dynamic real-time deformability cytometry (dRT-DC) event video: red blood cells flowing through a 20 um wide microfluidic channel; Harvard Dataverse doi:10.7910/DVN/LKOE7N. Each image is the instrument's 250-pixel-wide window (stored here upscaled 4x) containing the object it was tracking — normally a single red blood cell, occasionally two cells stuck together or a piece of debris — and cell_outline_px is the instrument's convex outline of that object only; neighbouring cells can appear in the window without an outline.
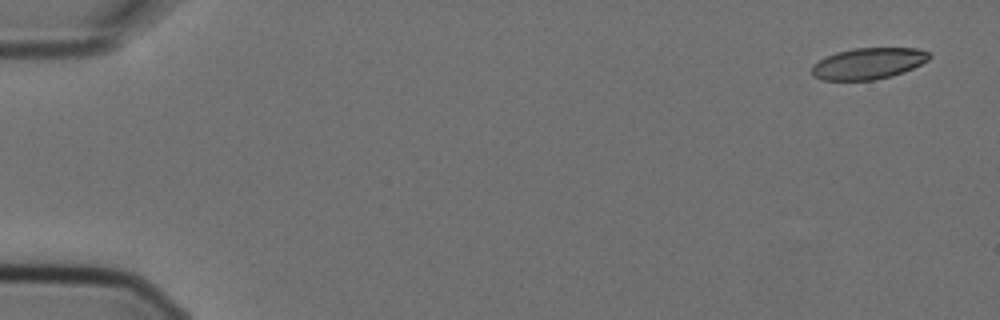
{"species": "Egyptian fruit bat (a non-hibernating species)", "species_latin": "Rousettus aegyptiacus", "temperature_condition": "cold", "stored_images_in_passage": 6, "camera_frame_rate_fps": 3000, "um_per_image_px": 0.085, "animal": {"sex": "female"}, "frame": {"image": 1, "passage_image": 1, "time_ms": 0.0, "image_size_px": [1000, 320], "cell_outline_px": [[932, 56], [928, 60], [904, 72], [872, 80], [824, 80], [812, 76], [812, 64], [824, 56], [836, 52], [852, 48], [916, 48], [928, 52]], "centroid_in_image_um": [73.76, 5.39], "position_along_channel_um": 11.2, "area_um2": 21.44}}
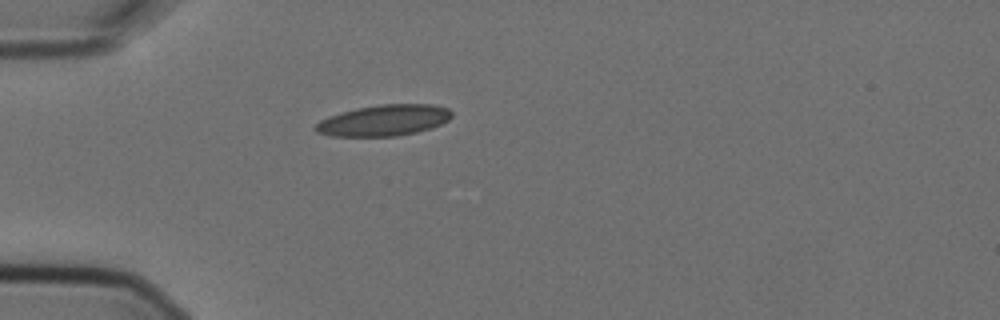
{"frame": {"image": 2, "passage_image": 5, "time_ms": 1.333, "image_size_px": [1000, 320], "cell_outline_px": [[452, 116], [448, 120], [432, 128], [416, 132], [396, 136], [332, 136], [316, 132], [312, 128], [320, 120], [328, 116], [356, 108], [380, 104], [432, 104], [448, 108], [452, 112]], "centroid_in_image_um": [32.62, 10.23], "position_along_channel_um": 52.4, "area_um2": 24.74}}